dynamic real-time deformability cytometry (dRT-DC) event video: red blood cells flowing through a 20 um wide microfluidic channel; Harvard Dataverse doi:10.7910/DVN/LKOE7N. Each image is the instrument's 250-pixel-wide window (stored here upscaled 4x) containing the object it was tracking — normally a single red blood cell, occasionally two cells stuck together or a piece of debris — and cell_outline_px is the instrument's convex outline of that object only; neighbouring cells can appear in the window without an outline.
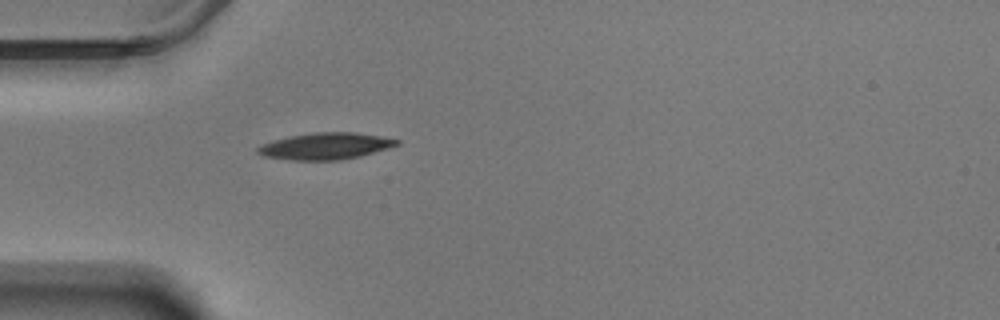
{"species": "Egyptian fruit bat (a non-hibernating species)", "species_latin": "Rousettus aegyptiacus", "temperature_condition": "warm", "stored_images_in_passage": 42, "camera_frame_rate_fps": 3000, "um_per_image_px": 0.085, "animal": {"sex": "male"}, "frame": {"image": 1, "passage_image": 1, "time_ms": 0.0, "image_size_px": [1000, 320], "cell_outline_px": [[400, 144], [388, 148], [360, 156], [340, 160], [292, 160], [264, 156], [256, 152], [256, 148], [260, 144], [272, 140], [292, 136], [316, 132], [352, 132], [380, 136], [400, 140]], "centroid_in_image_um": [27.65, 12.42], "position_along_channel_um": 57.4, "area_um2": 21.5}}
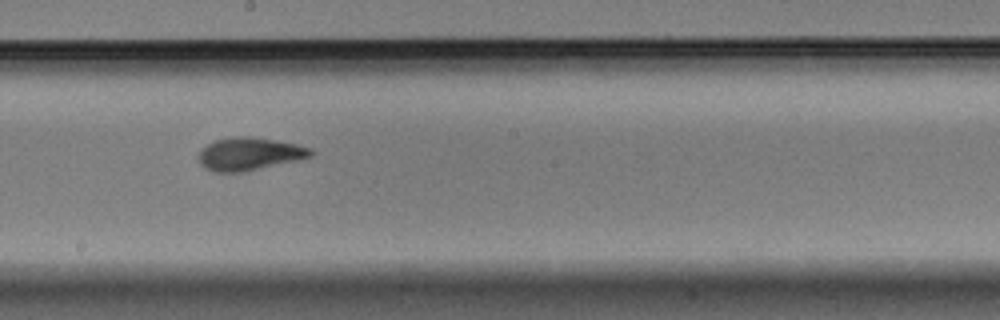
{"frame": {"image": 2, "passage_image": 16, "time_ms": 5.0, "image_size_px": [1000, 320], "cell_outline_px": [[312, 156], [296, 160], [244, 172], [216, 172], [204, 168], [200, 164], [196, 156], [200, 148], [216, 140], [236, 136], [248, 136], [276, 140], [296, 144], [312, 148]], "centroid_in_image_um": [21.14, 13.08], "position_along_channel_um": 227.1, "area_um2": 21.5}}
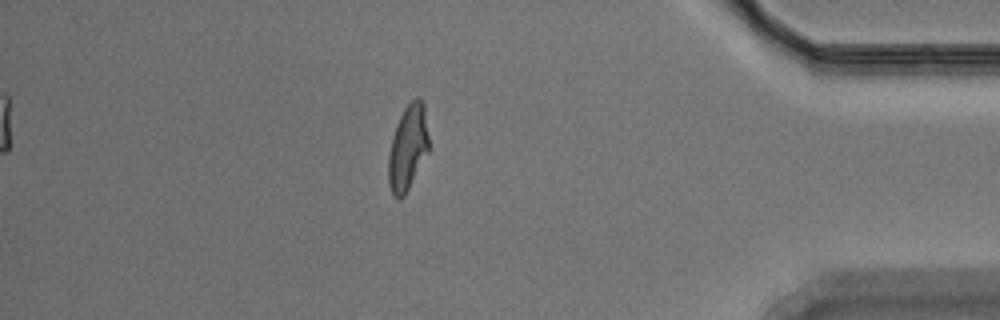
{"frame": {"image": 3, "passage_image": 34, "time_ms": 11.0, "image_size_px": [1000, 320], "cell_outline_px": [[428, 152], [404, 196], [400, 200], [392, 192], [388, 184], [388, 156], [396, 124], [404, 108], [416, 96], [420, 96], [424, 104], [428, 136]], "centroid_in_image_um": [34.66, 12.52], "position_along_channel_um": 400.5, "area_um2": 19.88}, "authors_computed_cell_mechanics": {"area_um2": 20.6924, "velocity_mm_per_s": 3.4828, "shape_relaxation_time_tau1_ms": 4.7636, "shape_relaxation_time_tau2_ms": 2.394, "deformation_change_tau1": 0.1861, "deformation_change_tau2": 0.0952}}